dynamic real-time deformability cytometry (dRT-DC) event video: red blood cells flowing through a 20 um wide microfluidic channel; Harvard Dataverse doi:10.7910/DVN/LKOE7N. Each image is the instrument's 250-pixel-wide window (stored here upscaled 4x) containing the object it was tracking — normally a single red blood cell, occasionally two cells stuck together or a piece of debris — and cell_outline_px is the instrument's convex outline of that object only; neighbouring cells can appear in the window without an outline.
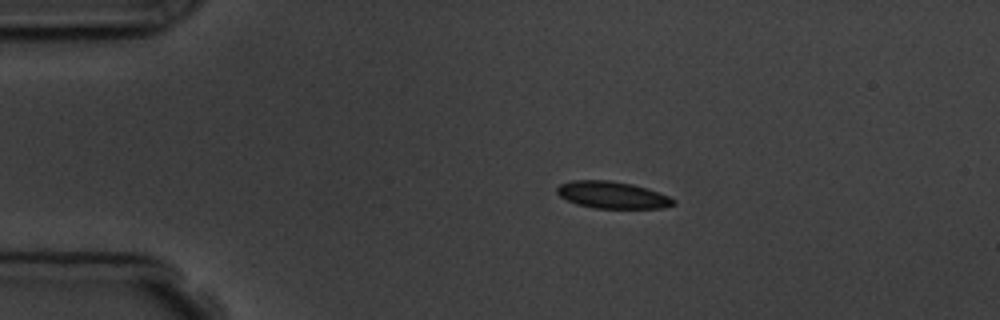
{"species": "common noctule bat (a hibernating species)", "species_latin": "Nyctalus noctula", "temperature_condition": "room temperature", "stored_images_in_passage": 8, "camera_frame_rate_fps": 3000, "um_per_image_px": 0.085, "animal": {"sex": "male", "body_mass_g": 19.5, "forearm_length_mm": 54.6}, "frame": {"image": 1, "passage_image": 1, "time_ms": 0.0, "image_size_px": [1000, 320], "cell_outline_px": [[676, 204], [664, 208], [592, 208], [576, 204], [560, 196], [556, 192], [556, 188], [560, 184], [572, 180], [612, 180], [632, 184], [648, 188], [660, 192], [676, 200]], "centroid_in_image_um": [52.07, 16.57], "position_along_channel_um": 32.9, "area_um2": 18.5}}
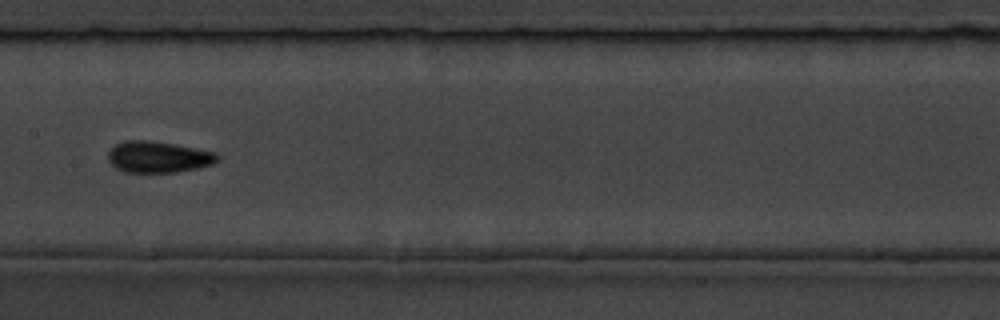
{"frame": {"image": 2, "passage_image": 6, "time_ms": 5.667, "image_size_px": [1000, 320], "cell_outline_px": [[220, 160], [212, 164], [200, 168], [176, 172], [124, 172], [116, 168], [108, 160], [108, 152], [116, 144], [124, 140], [144, 140], [172, 144], [216, 152], [220, 156]], "centroid_in_image_um": [13.47, 13.35], "position_along_channel_um": 193.9, "area_um2": 19.94}}
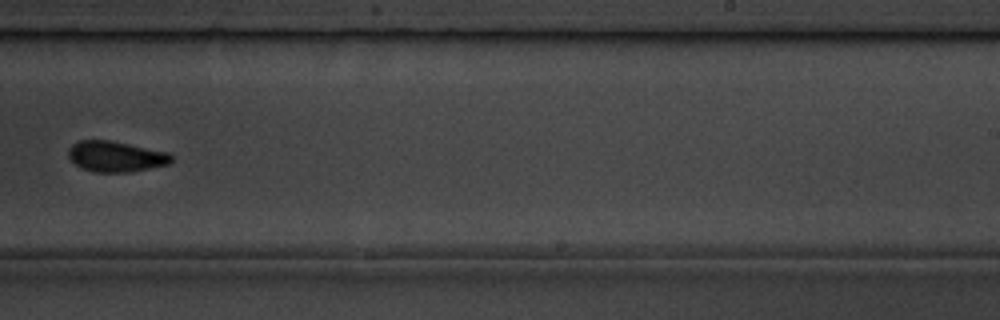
{"frame": {"image": 3, "passage_image": 8, "time_ms": 8.0, "image_size_px": [1000, 320], "cell_outline_px": [[172, 160], [168, 164], [132, 172], [92, 172], [80, 168], [68, 156], [68, 148], [72, 144], [80, 140], [108, 140], [168, 152], [172, 156]], "centroid_in_image_um": [9.81, 13.31], "position_along_channel_um": 279.2, "area_um2": 18.38}}